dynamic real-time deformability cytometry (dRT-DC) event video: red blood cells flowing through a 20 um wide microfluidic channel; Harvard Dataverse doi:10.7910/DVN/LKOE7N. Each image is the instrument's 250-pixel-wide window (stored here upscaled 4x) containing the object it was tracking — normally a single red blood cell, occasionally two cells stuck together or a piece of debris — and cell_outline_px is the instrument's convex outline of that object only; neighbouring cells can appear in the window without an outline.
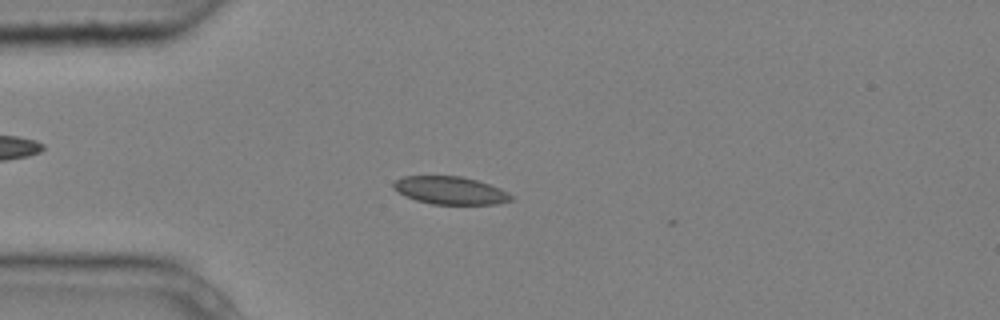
{"species": "common noctule bat (a hibernating species)", "species_latin": "Nyctalus noctula", "temperature_condition": "cold", "stored_images_in_passage": 2, "camera_frame_rate_fps": 3000, "um_per_image_px": 0.085, "animal": {"sex": "male", "body_mass_g": 20.4}, "frame": {"image": 1, "passage_image": 1, "time_ms": 0.0, "image_size_px": [1000, 320], "cell_outline_px": [[512, 200], [496, 204], [432, 204], [416, 200], [404, 196], [392, 188], [392, 184], [396, 180], [404, 176], [460, 176], [476, 180], [500, 188], [508, 192], [512, 196]], "centroid_in_image_um": [38.24, 16.19], "position_along_channel_um": 46.8, "area_um2": 19.02}}